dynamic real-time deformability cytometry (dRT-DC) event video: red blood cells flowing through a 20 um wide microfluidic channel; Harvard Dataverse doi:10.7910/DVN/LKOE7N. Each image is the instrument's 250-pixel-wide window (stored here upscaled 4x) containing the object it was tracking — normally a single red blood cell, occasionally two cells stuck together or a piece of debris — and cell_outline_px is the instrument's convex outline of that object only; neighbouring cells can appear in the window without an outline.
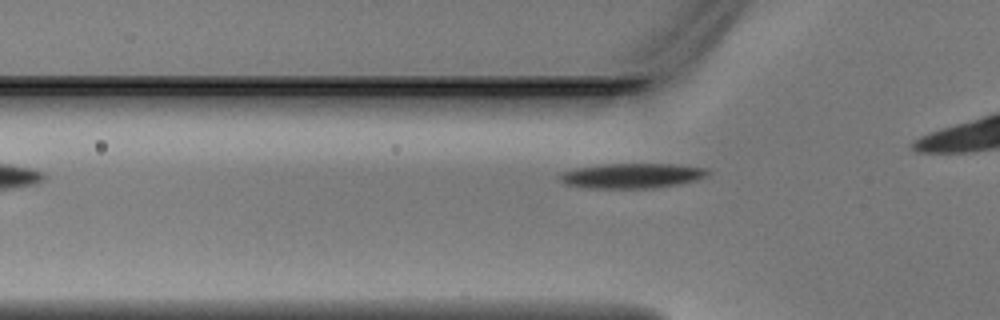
{"species": "Egyptian fruit bat (a non-hibernating species)", "species_latin": "Rousettus aegyptiacus", "temperature_condition": "warm", "stored_images_in_passage": 5, "camera_frame_rate_fps": 3000, "um_per_image_px": 0.085, "animal": {"sex": "male"}, "frame": {"image": 1, "passage_image": 3, "time_ms": 0.667, "image_size_px": [1000, 320], "cell_outline_px": [[712, 172], [696, 180], [676, 184], [652, 188], [584, 188], [564, 184], [556, 176], [564, 172], [576, 168], [600, 164], [672, 164], [708, 168]], "centroid_in_image_um": [53.67, 14.93], "position_along_channel_um": 72.1, "area_um2": 21.56}}